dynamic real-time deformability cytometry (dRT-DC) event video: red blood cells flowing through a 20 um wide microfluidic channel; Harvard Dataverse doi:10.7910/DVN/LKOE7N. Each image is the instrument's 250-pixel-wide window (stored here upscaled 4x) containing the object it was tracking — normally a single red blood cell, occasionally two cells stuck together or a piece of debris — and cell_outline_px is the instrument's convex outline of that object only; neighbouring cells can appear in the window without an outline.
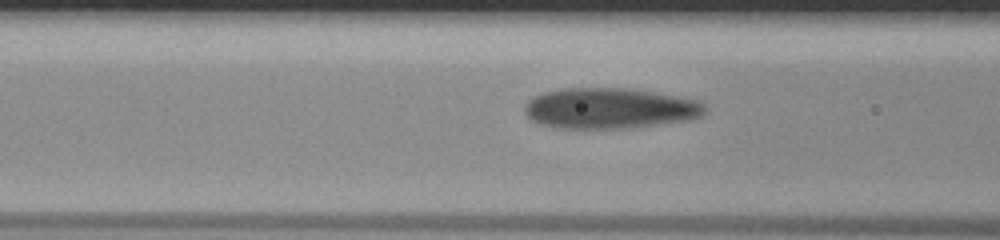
{"species": "human", "species_latin": "Homo sapiens", "temperature_condition": "room temperature", "stored_images_in_passage": 32, "camera_frame_rate_fps": 3000, "um_per_image_px": 0.085, "donor": {"sex": "male"}, "frame": {"image": 1, "passage_image": 8, "time_ms": 2.333, "image_size_px": [1000, 240], "cell_outline_px": [[704, 112], [700, 116], [688, 120], [632, 128], [552, 128], [540, 124], [532, 120], [524, 112], [524, 104], [532, 96], [544, 92], [564, 88], [628, 88], [652, 92], [696, 100], [704, 104]], "centroid_in_image_um": [51.75, 9.21], "position_along_channel_um": 114.8, "area_um2": 42.71}}
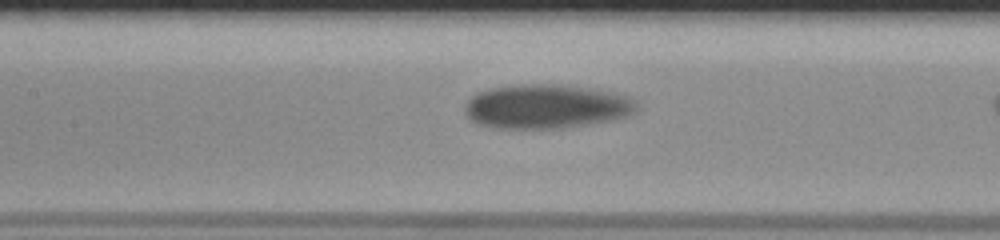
{"frame": {"image": 2, "passage_image": 12, "time_ms": 3.667, "image_size_px": [1000, 240], "cell_outline_px": [[636, 108], [632, 116], [564, 128], [492, 128], [476, 124], [468, 116], [464, 108], [468, 100], [476, 92], [488, 88], [520, 84], [552, 84], [584, 88], [628, 96], [636, 104]], "centroid_in_image_um": [46.37, 9.06], "position_along_channel_um": 161.0, "area_um2": 43.93}}
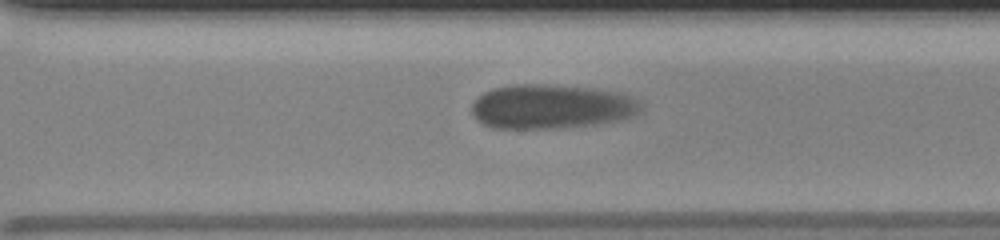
{"frame": {"image": 3, "passage_image": 26, "time_ms": 8.333, "image_size_px": [1000, 240], "cell_outline_px": [[640, 112], [632, 116], [620, 120], [596, 124], [560, 128], [492, 128], [476, 120], [472, 116], [472, 104], [484, 92], [492, 88], [512, 84], [536, 84], [588, 88], [616, 92], [628, 96], [636, 100], [640, 104]], "centroid_in_image_um": [46.81, 9.07], "position_along_channel_um": 323.8, "area_um2": 43.41}}